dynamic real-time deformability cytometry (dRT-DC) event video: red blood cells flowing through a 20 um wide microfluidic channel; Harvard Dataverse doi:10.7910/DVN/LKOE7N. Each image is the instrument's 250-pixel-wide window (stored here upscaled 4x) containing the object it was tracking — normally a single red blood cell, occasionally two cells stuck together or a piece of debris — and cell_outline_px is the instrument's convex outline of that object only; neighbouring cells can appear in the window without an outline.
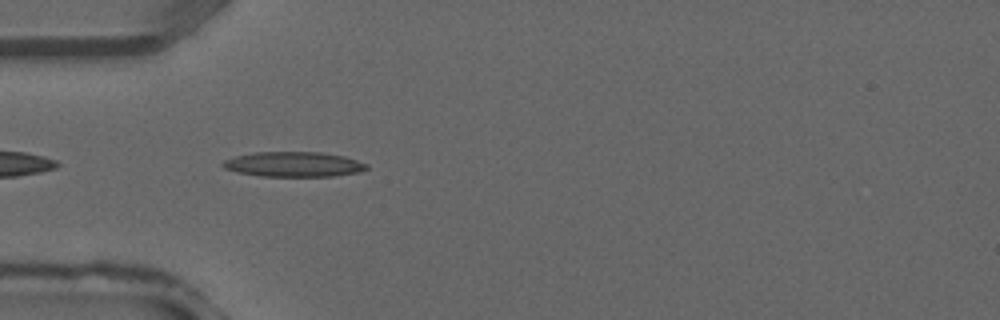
{"species": "common noctule bat (a hibernating species)", "species_latin": "Nyctalus noctula", "temperature_condition": "warm", "stored_images_in_passage": 38, "camera_frame_rate_fps": 3000, "um_per_image_px": 0.085, "animal": {"sex": "male", "forearm_length_mm": 52.5}, "frame": {"image": 1, "passage_image": 12, "time_ms": 3.667, "image_size_px": [1000, 320], "cell_outline_px": [[368, 168], [360, 172], [332, 176], [260, 176], [236, 172], [224, 168], [220, 164], [224, 160], [236, 156], [252, 152], [320, 152], [344, 156], [368, 164]], "centroid_in_image_um": [24.94, 13.96], "position_along_channel_um": 60.1, "area_um2": 20.98}}
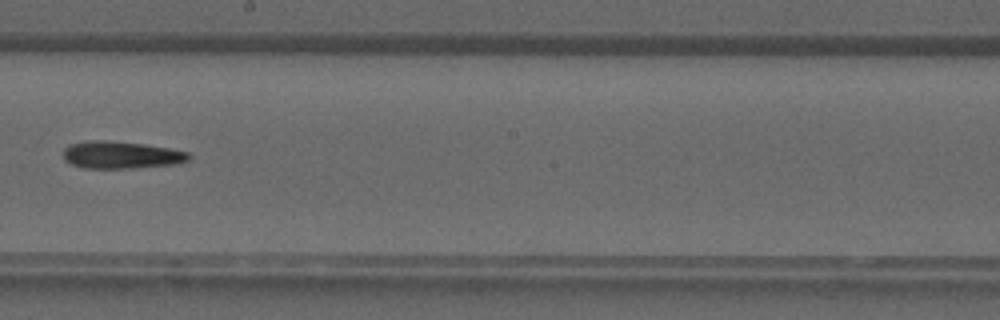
{"frame": {"image": 2, "passage_image": 22, "time_ms": 7.0, "image_size_px": [1000, 320], "cell_outline_px": [[192, 156], [188, 160], [176, 164], [132, 168], [84, 168], [72, 164], [64, 160], [64, 148], [68, 144], [88, 140], [108, 140], [144, 144], [168, 148], [188, 152]], "centroid_in_image_um": [10.28, 13.16], "position_along_channel_um": 237.9, "area_um2": 20.06}}
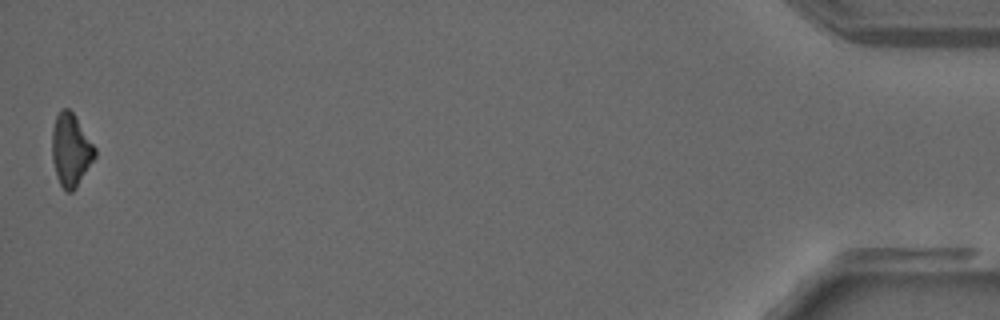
{"frame": {"image": 3, "passage_image": 38, "time_ms": 12.333, "image_size_px": [1000, 320], "cell_outline_px": [[96, 156], [76, 188], [72, 192], [68, 192], [60, 184], [56, 176], [52, 160], [52, 128], [56, 116], [60, 108], [68, 108], [76, 116], [96, 148]], "centroid_in_image_um": [6.01, 12.73], "position_along_channel_um": 429.2, "area_um2": 18.26}}